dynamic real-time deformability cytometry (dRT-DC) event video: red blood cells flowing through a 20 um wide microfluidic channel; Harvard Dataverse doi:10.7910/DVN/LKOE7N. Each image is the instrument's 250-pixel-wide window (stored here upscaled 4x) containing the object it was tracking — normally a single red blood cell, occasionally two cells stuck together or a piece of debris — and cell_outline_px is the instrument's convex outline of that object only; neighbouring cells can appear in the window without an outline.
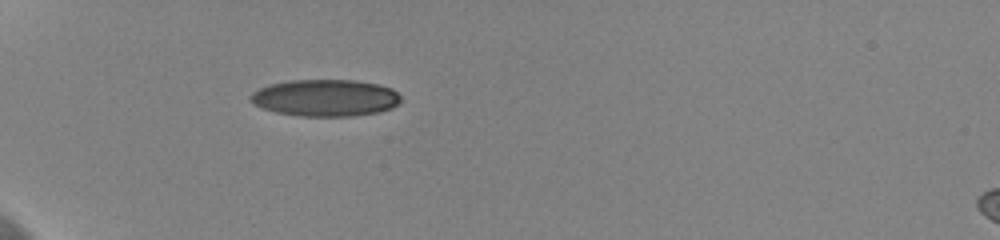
{"species": "human", "species_latin": "Homo sapiens", "temperature_condition": "cold", "stored_images_in_passage": 38, "camera_frame_rate_fps": 3000, "um_per_image_px": 0.085, "donor": {"sex": "female"}, "frame": {"image": 1, "passage_image": 1, "time_ms": 0.0, "image_size_px": [1000, 240], "cell_outline_px": [[400, 100], [392, 108], [376, 112], [352, 116], [300, 116], [276, 112], [264, 108], [256, 104], [248, 96], [252, 92], [268, 84], [288, 80], [356, 80], [376, 84], [392, 88], [400, 96]], "centroid_in_image_um": [27.64, 8.31], "position_along_channel_um": 57.4, "area_um2": 32.14}}
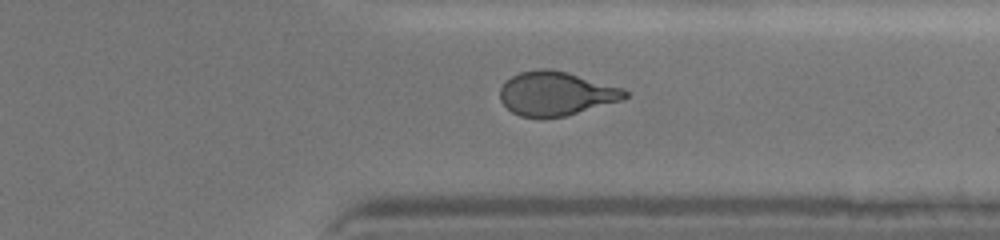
{"frame": {"image": 2, "passage_image": 28, "time_ms": 9.0, "image_size_px": [1000, 240], "cell_outline_px": [[628, 96], [624, 100], [564, 116], [520, 116], [512, 112], [500, 100], [500, 88], [512, 76], [520, 72], [540, 68], [548, 68], [568, 72], [624, 88], [628, 92]], "centroid_in_image_um": [47.3, 7.93], "position_along_channel_um": 364.1, "area_um2": 31.79}}
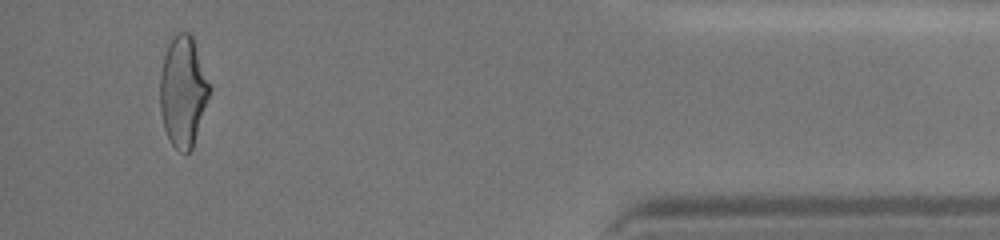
{"frame": {"image": 3, "passage_image": 36, "time_ms": 11.667, "image_size_px": [1000, 240], "cell_outline_px": [[212, 88], [192, 148], [188, 152], [184, 152], [176, 148], [172, 144], [164, 128], [160, 112], [160, 72], [164, 56], [168, 44], [172, 36], [176, 32], [192, 32]], "centroid_in_image_um": [15.57, 7.7], "position_along_channel_um": 419.6, "area_um2": 32.19}, "authors_computed_cell_mechanics": {"area_um2": 32.3391, "velocity_mm_per_s": 3.663, "shape_relaxation_time_tau1_ms": 4.9688, "shape_relaxation_time_tau2_ms": 1.1757, "deformation_change_tau1": 0.1571, "deformation_change_tau2": 0.072}}